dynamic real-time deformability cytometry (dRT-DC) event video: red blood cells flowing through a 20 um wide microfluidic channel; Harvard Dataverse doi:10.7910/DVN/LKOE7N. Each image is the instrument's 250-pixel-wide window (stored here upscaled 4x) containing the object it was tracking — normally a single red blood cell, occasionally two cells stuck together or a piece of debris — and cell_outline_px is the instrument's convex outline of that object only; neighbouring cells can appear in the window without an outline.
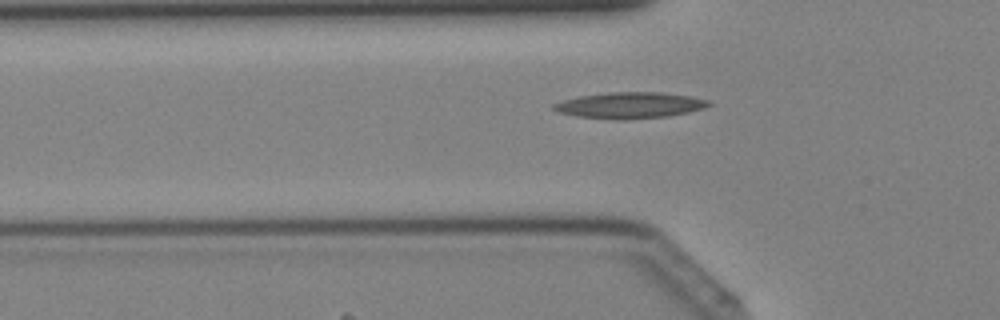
{"species": "Egyptian fruit bat (a non-hibernating species)", "species_latin": "Rousettus aegyptiacus", "temperature_condition": "cold", "stored_images_in_passage": 43, "segment_of_instrument_passage": [1, 2], "camera_frame_rate_fps": 3000, "um_per_image_px": 0.085, "animal": {"sex": "female"}, "frame": {"image": 1, "passage_image": 14, "time_ms": 4.333, "image_size_px": [1000, 320], "cell_outline_px": [[712, 104], [704, 108], [688, 112], [668, 116], [620, 120], [612, 120], [576, 116], [560, 112], [552, 108], [552, 104], [564, 100], [580, 96], [608, 92], [660, 92], [688, 96], [708, 100]], "centroid_in_image_um": [53.52, 8.95], "position_along_channel_um": 72.3, "area_um2": 23.52}}
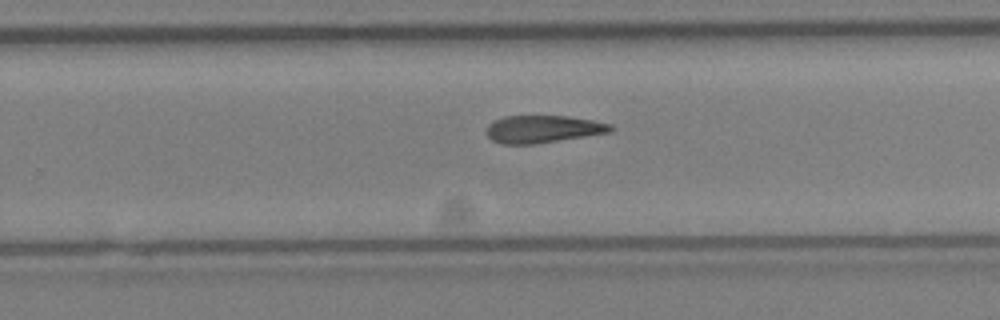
{"frame": {"image": 2, "passage_image": 27, "time_ms": 8.667, "image_size_px": [1000, 320], "cell_outline_px": [[612, 132], [536, 144], [500, 144], [492, 140], [484, 132], [488, 124], [492, 120], [504, 116], [568, 116], [592, 120], [612, 124]], "centroid_in_image_um": [46.1, 10.97], "position_along_channel_um": 283.7, "area_um2": 20.11}}
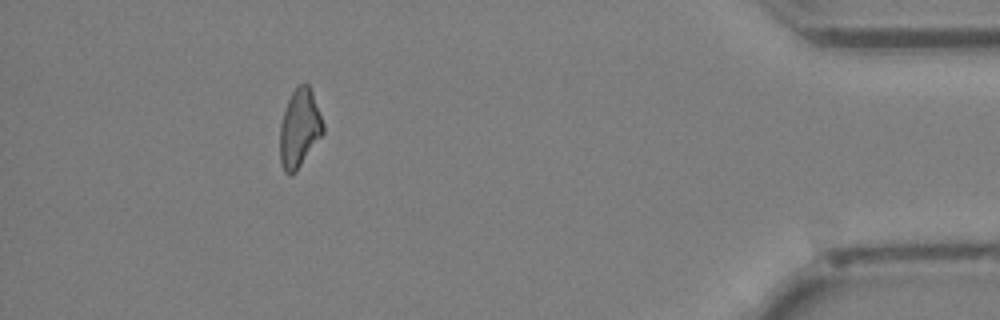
{"frame": {"image": 3, "passage_image": 38, "time_ms": 12.333, "image_size_px": [1000, 320], "cell_outline_px": [[324, 132], [296, 172], [284, 172], [280, 160], [280, 124], [288, 100], [292, 92], [300, 84], [308, 84], [312, 92], [324, 124]], "centroid_in_image_um": [25.46, 10.91], "position_along_channel_um": 409.7, "area_um2": 19.36}}